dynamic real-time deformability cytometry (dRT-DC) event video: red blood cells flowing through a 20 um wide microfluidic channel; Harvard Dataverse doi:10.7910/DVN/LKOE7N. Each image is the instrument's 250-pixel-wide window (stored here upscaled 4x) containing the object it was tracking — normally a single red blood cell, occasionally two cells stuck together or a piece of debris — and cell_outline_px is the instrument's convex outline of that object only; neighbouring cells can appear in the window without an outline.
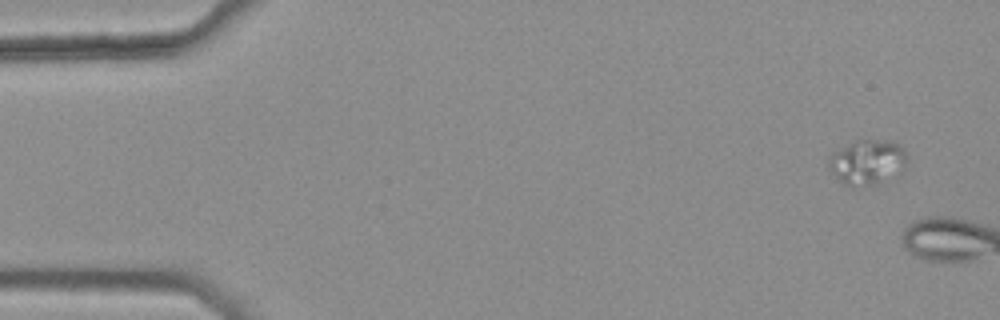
{"species": "common noctule bat (a hibernating species)", "species_latin": "Nyctalus noctula", "temperature_condition": "warm", "stored_images_in_passage": 6, "camera_frame_rate_fps": 3000, "um_per_image_px": 0.085, "animal": {"sex": "female", "body_mass_g": 25.1}, "frame": {"image": 1, "passage_image": 1, "time_ms": 0.0, "image_size_px": [1000, 320], "cell_outline_px": [[908, 160], [904, 168], [876, 184], [852, 188], [844, 184], [828, 168], [828, 156], [832, 152], [856, 140], [896, 140], [904, 148], [908, 156]], "centroid_in_image_um": [73.72, 13.75], "position_along_channel_um": 11.3, "area_um2": 20.75}}